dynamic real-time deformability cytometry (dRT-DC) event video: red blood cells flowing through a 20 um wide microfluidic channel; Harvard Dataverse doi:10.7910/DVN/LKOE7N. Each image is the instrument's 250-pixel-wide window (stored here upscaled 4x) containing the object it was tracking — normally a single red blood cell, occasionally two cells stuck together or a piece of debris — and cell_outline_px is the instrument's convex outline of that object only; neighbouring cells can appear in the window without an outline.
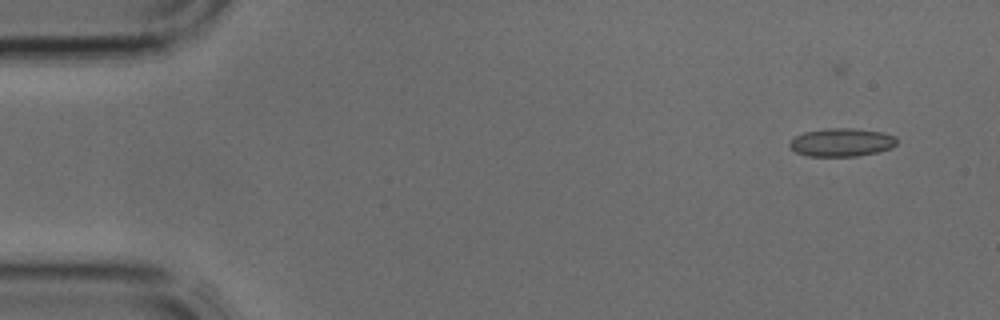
{"species": "common noctule bat (a hibernating species)", "species_latin": "Nyctalus noctula", "temperature_condition": "cold", "stored_images_in_passage": 5, "camera_frame_rate_fps": 3000, "um_per_image_px": 0.085, "animal": {"sex": "male", "body_mass_g": 17.9, "forearm_length_mm": 54.2}, "frame": {"image": 1, "passage_image": 2, "time_ms": 0.333, "image_size_px": [1000, 320], "cell_outline_px": [[896, 144], [892, 148], [876, 152], [856, 156], [808, 156], [796, 152], [788, 144], [796, 136], [804, 132], [828, 128], [852, 128], [880, 132], [896, 136]], "centroid_in_image_um": [71.54, 12.1], "position_along_channel_um": 13.5, "area_um2": 17.46}}
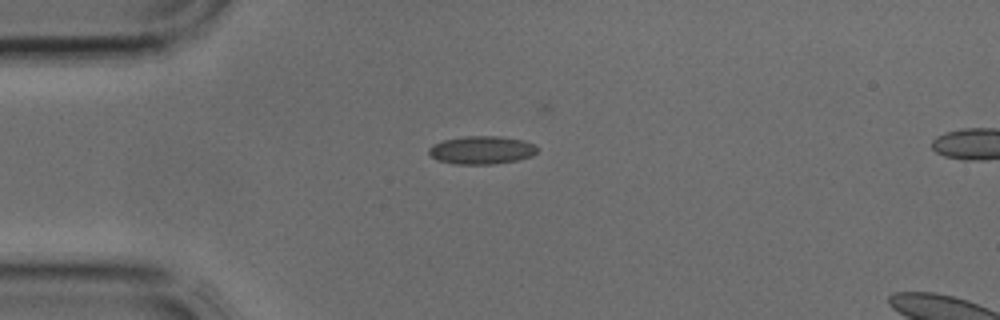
{"frame": {"image": 2, "passage_image": 4, "time_ms": 1.0, "image_size_px": [1000, 320], "cell_outline_px": [[540, 148], [532, 156], [516, 160], [492, 164], [452, 164], [428, 156], [428, 148], [432, 144], [444, 140], [464, 136], [500, 136], [524, 140], [536, 144]], "centroid_in_image_um": [40.95, 12.75], "position_along_channel_um": 44.1, "area_um2": 17.98}}